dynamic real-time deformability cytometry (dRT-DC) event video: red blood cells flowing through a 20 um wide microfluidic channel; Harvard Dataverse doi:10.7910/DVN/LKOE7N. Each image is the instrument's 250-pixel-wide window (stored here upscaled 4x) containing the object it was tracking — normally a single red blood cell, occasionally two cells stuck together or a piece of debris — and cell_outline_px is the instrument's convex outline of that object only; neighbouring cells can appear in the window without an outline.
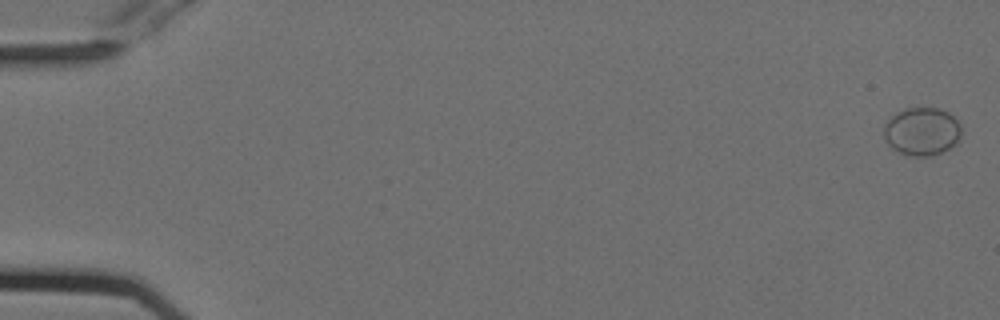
{"species": "Egyptian fruit bat (a non-hibernating species)", "species_latin": "Rousettus aegyptiacus", "temperature_condition": "cold", "stored_images_in_passage": 54, "camera_frame_rate_fps": 3000, "um_per_image_px": 0.085, "animal": {"sex": "female"}, "frame": {"image": 1, "passage_image": 2, "time_ms": 0.333, "image_size_px": [1000, 320], "cell_outline_px": [[960, 136], [956, 144], [932, 156], [904, 156], [892, 148], [888, 144], [884, 136], [884, 124], [896, 112], [904, 108], [940, 108], [948, 112], [960, 124]], "centroid_in_image_um": [78.34, 11.18], "position_along_channel_um": 6.7, "area_um2": 21.79}}
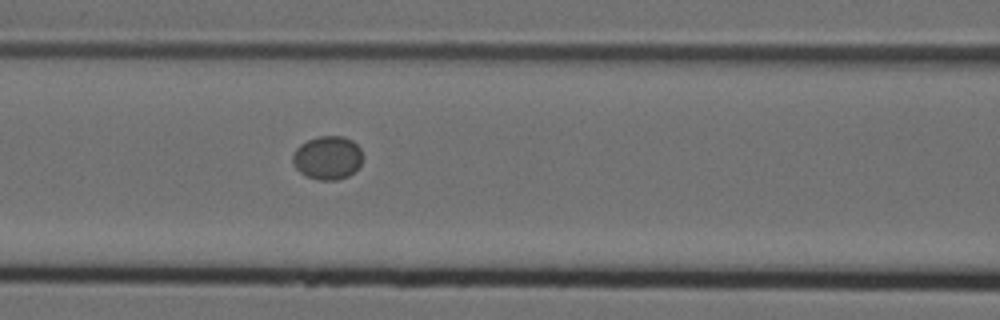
{"frame": {"image": 2, "passage_image": 25, "time_ms": 8.0, "image_size_px": [1000, 320], "cell_outline_px": [[364, 156], [360, 164], [348, 176], [336, 180], [316, 180], [304, 176], [292, 164], [292, 156], [296, 148], [300, 144], [308, 140], [320, 136], [344, 136], [352, 140], [360, 148]], "centroid_in_image_um": [27.83, 13.41], "position_along_channel_um": 138.8, "area_um2": 17.92}}
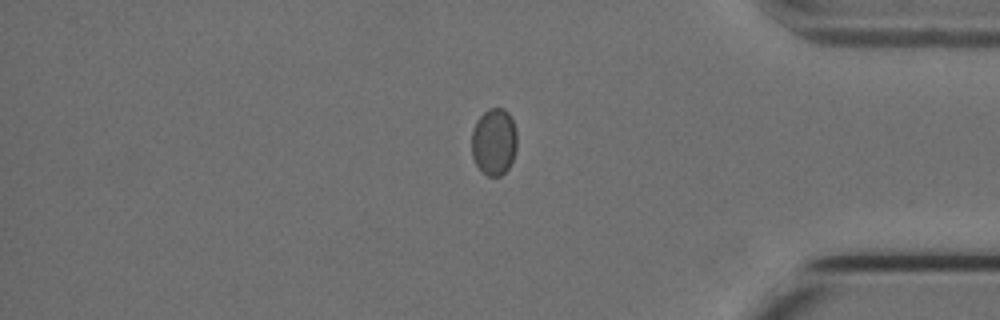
{"frame": {"image": 3, "passage_image": 47, "time_ms": 15.333, "image_size_px": [1000, 320], "cell_outline_px": [[516, 148], [512, 160], [508, 168], [500, 176], [488, 176], [476, 164], [472, 156], [472, 128], [476, 120], [488, 108], [504, 108], [508, 112], [512, 120], [516, 132]], "centroid_in_image_um": [41.98, 12.02], "position_along_channel_um": 393.2, "area_um2": 17.63}}